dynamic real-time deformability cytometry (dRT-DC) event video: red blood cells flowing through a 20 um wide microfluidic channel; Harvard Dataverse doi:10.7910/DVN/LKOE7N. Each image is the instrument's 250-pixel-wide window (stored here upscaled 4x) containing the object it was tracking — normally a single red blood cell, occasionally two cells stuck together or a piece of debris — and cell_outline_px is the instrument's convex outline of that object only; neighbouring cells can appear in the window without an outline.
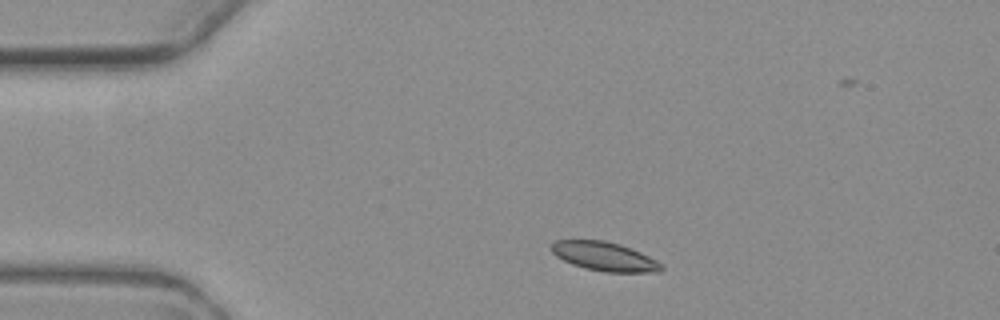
{"species": "common noctule bat (a hibernating species)", "species_latin": "Nyctalus noctula", "temperature_condition": "warm", "stored_images_in_passage": 4, "camera_frame_rate_fps": 3000, "um_per_image_px": 0.085, "animal": {"sex": "female", "body_mass_g": 19.3, "forearm_length_mm": 54.1}, "frame": {"image": 1, "passage_image": 2, "time_ms": 1.333, "image_size_px": [1000, 320], "cell_outline_px": [[664, 268], [660, 272], [604, 272], [584, 268], [572, 264], [556, 256], [548, 248], [556, 240], [604, 240], [620, 244], [632, 248], [664, 264]], "centroid_in_image_um": [51.39, 21.8], "position_along_channel_um": 33.6, "area_um2": 18.73}}
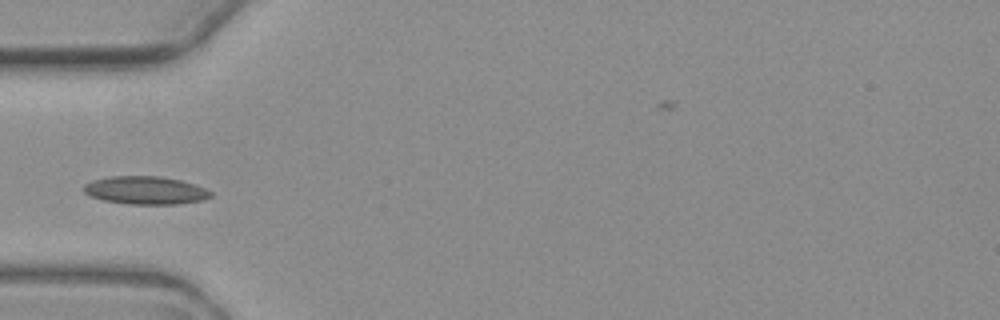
{"frame": {"image": 2, "passage_image": 4, "time_ms": 3.667, "image_size_px": [1000, 320], "cell_outline_px": [[212, 196], [204, 200], [176, 204], [128, 204], [104, 200], [92, 196], [84, 192], [80, 188], [84, 184], [92, 180], [112, 176], [160, 176], [180, 180], [196, 184], [212, 192]], "centroid_in_image_um": [12.36, 16.17], "position_along_channel_um": 72.6, "area_um2": 20.81}}